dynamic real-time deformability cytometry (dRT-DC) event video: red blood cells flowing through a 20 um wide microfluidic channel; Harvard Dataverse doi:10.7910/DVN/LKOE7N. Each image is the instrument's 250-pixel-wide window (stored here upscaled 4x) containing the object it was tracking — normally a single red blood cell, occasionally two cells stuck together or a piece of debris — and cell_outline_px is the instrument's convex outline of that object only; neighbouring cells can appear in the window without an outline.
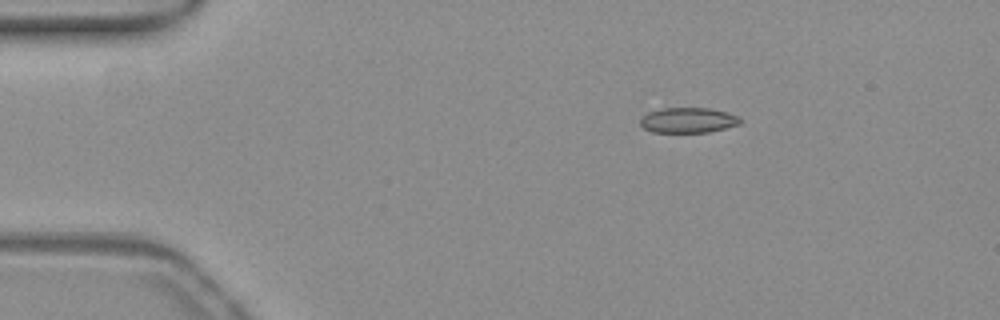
{"species": "common noctule bat (a hibernating species)", "species_latin": "Nyctalus noctula", "temperature_condition": "warm", "stored_images_in_passage": 45, "camera_frame_rate_fps": 3000, "um_per_image_px": 0.085, "animal": {"sex": "female", "body_mass_g": 19.3, "forearm_length_mm": 54.1}, "frame": {"image": 1, "passage_image": 1, "time_ms": 0.0, "image_size_px": [1000, 320], "cell_outline_px": [[740, 124], [708, 132], [652, 132], [644, 128], [640, 124], [640, 120], [648, 112], [660, 108], [708, 108], [728, 112], [740, 116]], "centroid_in_image_um": [58.49, 10.21], "position_along_channel_um": 26.5, "area_um2": 14.68}}
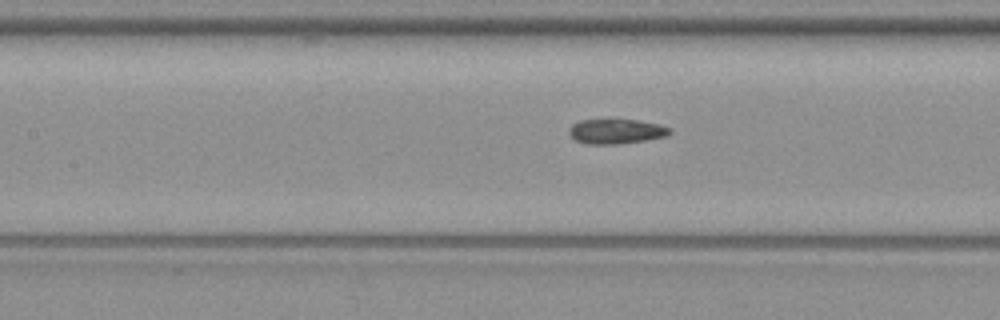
{"frame": {"image": 2, "passage_image": 16, "time_ms": 5.0, "image_size_px": [1000, 320], "cell_outline_px": [[672, 132], [664, 136], [644, 140], [620, 144], [584, 144], [576, 140], [568, 132], [568, 128], [572, 124], [580, 120], [636, 120], [660, 124], [672, 128]], "centroid_in_image_um": [52.36, 11.17], "position_along_channel_um": 155.0, "area_um2": 14.51}}
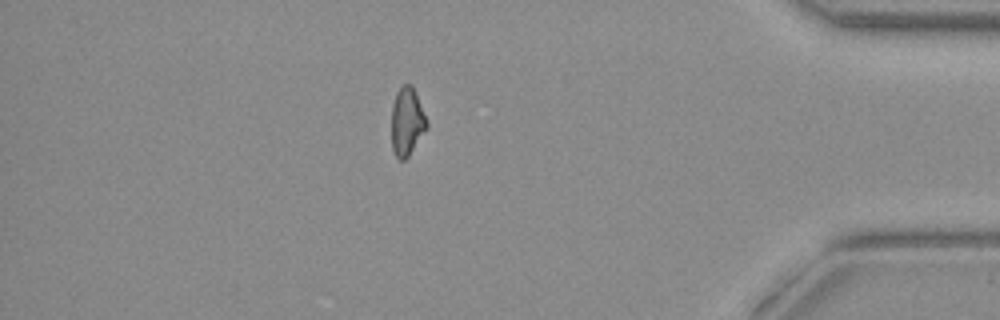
{"frame": {"image": 3, "passage_image": 38, "time_ms": 12.333, "image_size_px": [1000, 320], "cell_outline_px": [[428, 128], [408, 156], [404, 160], [400, 160], [396, 156], [392, 148], [392, 104], [396, 92], [404, 84], [412, 84], [416, 92], [428, 120]], "centroid_in_image_um": [34.61, 10.31], "position_along_channel_um": 400.6, "area_um2": 14.16}, "authors_computed_cell_mechanics": {"area_um2": 14.9124, "velocity_mm_per_s": 3.9086, "shape_relaxation_time_tau1_ms": null, "shape_relaxation_time_tau2_ms": 3.5861, "deformation_change_tau1": null, "deformation_change_tau2": 0.1093}}